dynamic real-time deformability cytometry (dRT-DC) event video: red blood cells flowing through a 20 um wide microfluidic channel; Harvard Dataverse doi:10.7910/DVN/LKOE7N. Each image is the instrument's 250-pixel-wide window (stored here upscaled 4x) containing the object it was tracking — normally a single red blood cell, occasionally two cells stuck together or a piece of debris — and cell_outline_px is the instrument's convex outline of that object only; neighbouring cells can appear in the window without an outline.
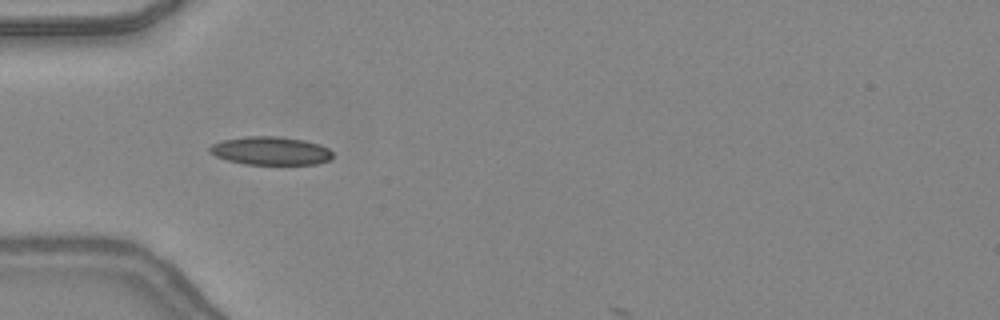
{"species": "common noctule bat (a hibernating species)", "species_latin": "Nyctalus noctula", "temperature_condition": "warm", "stored_images_in_passage": 31, "camera_frame_rate_fps": 3000, "um_per_image_px": 0.085, "animal": {"sex": "female", "body_mass_g": 24.6, "forearm_length_mm": 56.2}, "frame": {"image": 1, "passage_image": 1, "time_ms": 0.0, "image_size_px": [1000, 320], "cell_outline_px": [[332, 156], [328, 160], [316, 164], [244, 164], [228, 160], [216, 156], [208, 152], [208, 148], [212, 144], [224, 140], [248, 136], [276, 136], [304, 140], [320, 144], [328, 148], [332, 152]], "centroid_in_image_um": [22.99, 12.82], "position_along_channel_um": 62.0, "area_um2": 20.17}}
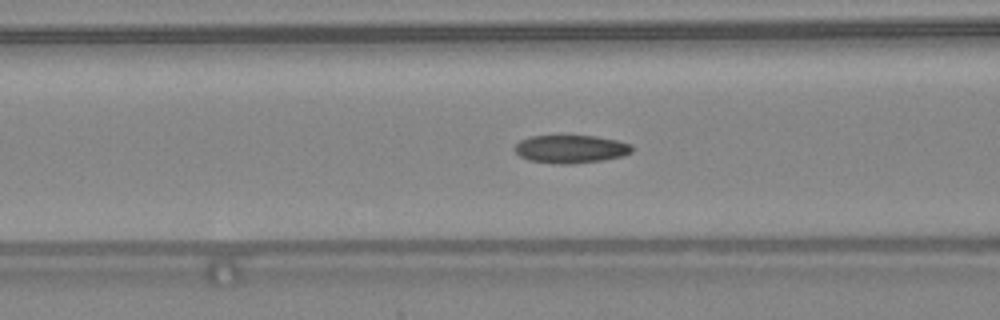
{"frame": {"image": 2, "passage_image": 5, "time_ms": 1.333, "image_size_px": [1000, 320], "cell_outline_px": [[632, 152], [624, 156], [604, 160], [572, 164], [560, 164], [528, 160], [520, 156], [512, 148], [520, 140], [532, 136], [596, 136], [616, 140], [632, 144]], "centroid_in_image_um": [48.53, 12.67], "position_along_channel_um": 118.1, "area_um2": 19.25}}
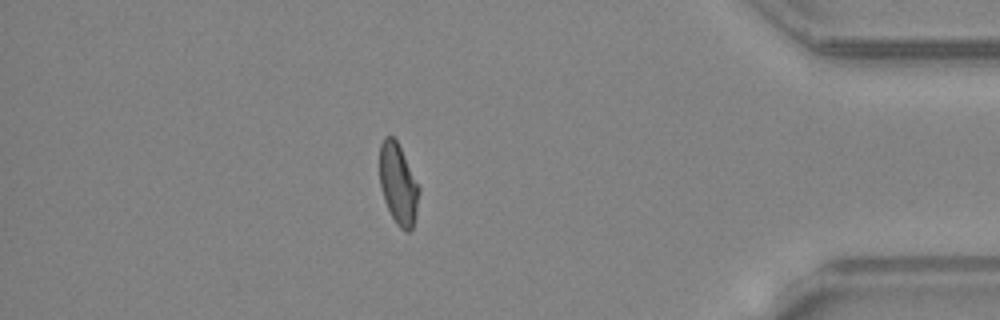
{"frame": {"image": 3, "passage_image": 27, "time_ms": 8.667, "image_size_px": [1000, 320], "cell_outline_px": [[420, 192], [416, 212], [412, 228], [408, 232], [404, 232], [396, 224], [384, 200], [380, 184], [380, 144], [384, 136], [392, 136], [396, 140], [420, 188]], "centroid_in_image_um": [33.84, 15.66], "position_along_channel_um": 401.4, "area_um2": 18.32}}